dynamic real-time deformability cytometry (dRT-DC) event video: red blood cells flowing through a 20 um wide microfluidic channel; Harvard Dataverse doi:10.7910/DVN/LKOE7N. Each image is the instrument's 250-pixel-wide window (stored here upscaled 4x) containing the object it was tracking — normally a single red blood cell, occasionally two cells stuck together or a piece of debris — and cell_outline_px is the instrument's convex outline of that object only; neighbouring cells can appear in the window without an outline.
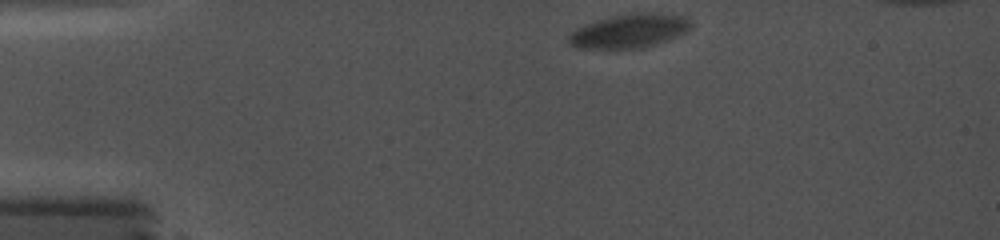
{"species": "common noctule bat (a hibernating species)", "species_latin": "Nyctalus noctula", "temperature_condition": "cold", "stored_images_in_passage": 34, "camera_frame_rate_fps": 5000, "um_per_image_px": 0.085, "animal": {"sex": "female", "body_mass_g": 19.0, "forearm_length_mm": 56.7}, "frame": {"image": 1, "passage_image": 1, "time_ms": 0.0, "image_size_px": [1000, 240], "cell_outline_px": [[692, 28], [688, 32], [656, 44], [644, 48], [612, 52], [580, 48], [568, 44], [568, 36], [576, 28], [584, 24], [612, 16], [640, 12], [652, 12], [684, 16], [692, 20]], "centroid_in_image_um": [53.48, 2.68], "position_along_channel_um": 31.5, "area_um2": 25.2}}
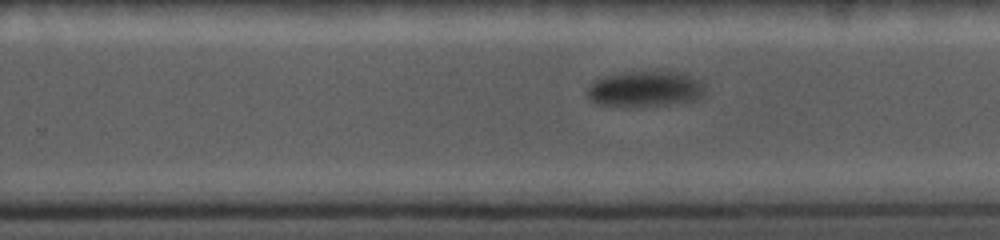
{"frame": {"image": 2, "passage_image": 22, "time_ms": 8.8, "image_size_px": [1000, 240], "cell_outline_px": [[704, 96], [700, 100], [688, 104], [636, 108], [624, 108], [596, 104], [584, 92], [600, 76], [628, 72], [668, 72], [688, 76], [700, 80], [704, 84]], "centroid_in_image_um": [54.86, 7.64], "position_along_channel_um": 274.9, "area_um2": 25.49}}
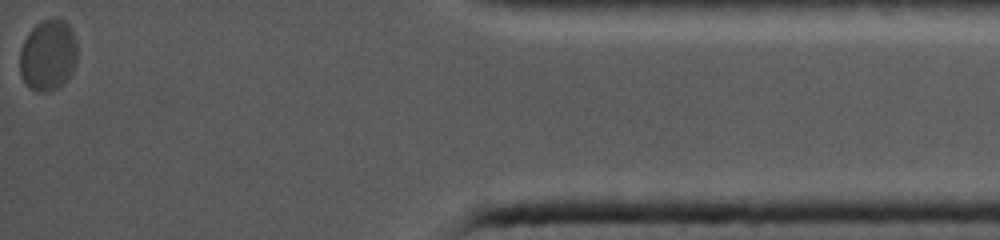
{"frame": {"image": 3, "passage_image": 34, "time_ms": 14.6, "image_size_px": [1000, 240], "cell_outline_px": [[76, 64], [72, 72], [56, 88], [48, 92], [40, 92], [28, 88], [20, 76], [20, 52], [24, 40], [28, 32], [40, 20], [52, 16], [64, 20], [68, 24], [76, 40]], "centroid_in_image_um": [4.06, 4.66], "position_along_channel_um": 431.1, "area_um2": 24.04}}